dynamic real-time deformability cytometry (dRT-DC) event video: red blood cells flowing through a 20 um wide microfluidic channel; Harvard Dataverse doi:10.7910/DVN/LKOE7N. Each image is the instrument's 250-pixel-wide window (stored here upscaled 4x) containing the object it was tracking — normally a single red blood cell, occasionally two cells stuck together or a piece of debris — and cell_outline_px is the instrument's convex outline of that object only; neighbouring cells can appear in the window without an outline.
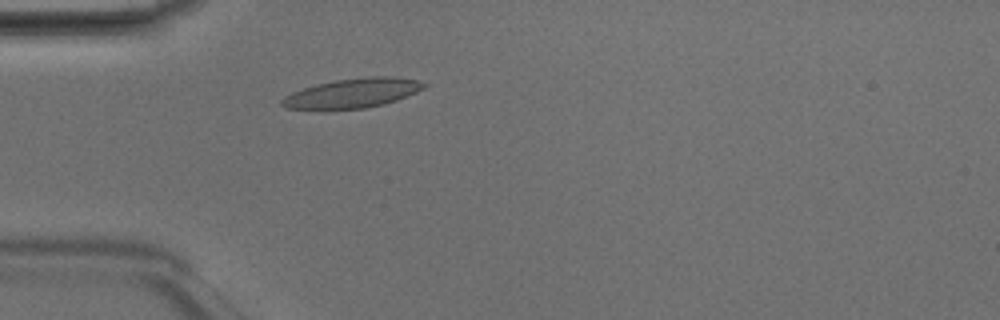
{"species": "Egyptian fruit bat (a non-hibernating species)", "species_latin": "Rousettus aegyptiacus", "temperature_condition": "room temperature", "stored_images_in_passage": 44, "camera_frame_rate_fps": 3000, "um_per_image_px": 0.085, "animal": {"sex": "male"}, "frame": {"image": 1, "passage_image": 10, "time_ms": 3.0, "image_size_px": [1000, 320], "cell_outline_px": [[428, 84], [424, 88], [416, 92], [396, 100], [384, 104], [364, 108], [284, 108], [280, 104], [280, 100], [284, 96], [292, 92], [316, 84], [336, 80], [368, 76], [396, 76], [416, 80]], "centroid_in_image_um": [29.98, 7.89], "position_along_channel_um": 55.0, "area_um2": 24.04}}
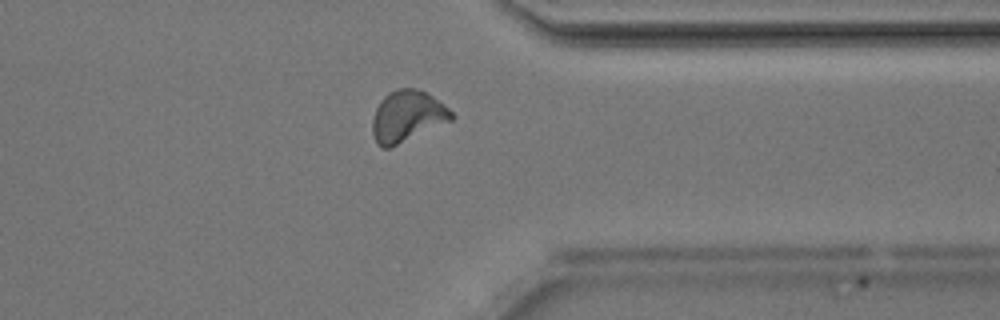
{"frame": {"image": 2, "passage_image": 34, "time_ms": 11.0, "image_size_px": [1000, 320], "cell_outline_px": [[456, 116], [452, 120], [388, 148], [380, 148], [376, 144], [372, 132], [372, 120], [376, 108], [380, 100], [388, 92], [396, 88], [416, 88], [432, 96], [448, 108]], "centroid_in_image_um": [34.58, 9.87], "position_along_channel_um": 376.8, "area_um2": 23.47}}
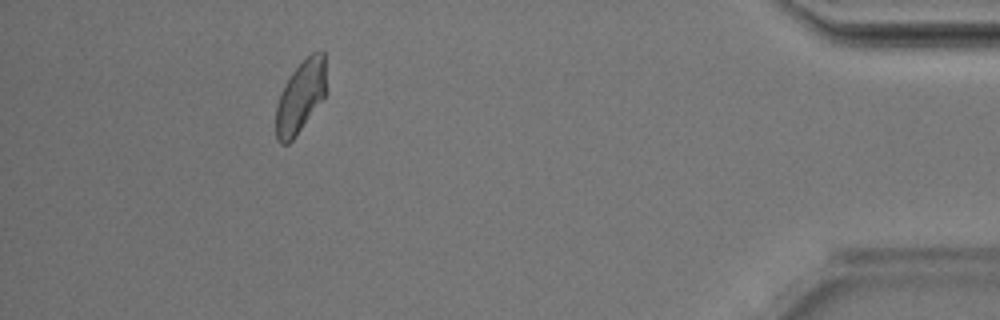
{"frame": {"image": 3, "passage_image": 40, "time_ms": 13.0, "image_size_px": [1000, 320], "cell_outline_px": [[324, 96], [296, 136], [288, 144], [280, 144], [276, 140], [276, 104], [280, 92], [284, 84], [292, 72], [312, 52], [324, 52]], "centroid_in_image_um": [25.48, 8.27], "position_along_channel_um": 409.7, "area_um2": 20.63}, "authors_computed_cell_mechanics": {"area_um2": 22.6287, "velocity_mm_per_s": 4.1613, "shape_relaxation_time_tau1_ms": 4.8007, "shape_relaxation_time_tau2_ms": 1.7989, "deformation_change_tau1": 0.1686, "deformation_change_tau2": 0.0936}}